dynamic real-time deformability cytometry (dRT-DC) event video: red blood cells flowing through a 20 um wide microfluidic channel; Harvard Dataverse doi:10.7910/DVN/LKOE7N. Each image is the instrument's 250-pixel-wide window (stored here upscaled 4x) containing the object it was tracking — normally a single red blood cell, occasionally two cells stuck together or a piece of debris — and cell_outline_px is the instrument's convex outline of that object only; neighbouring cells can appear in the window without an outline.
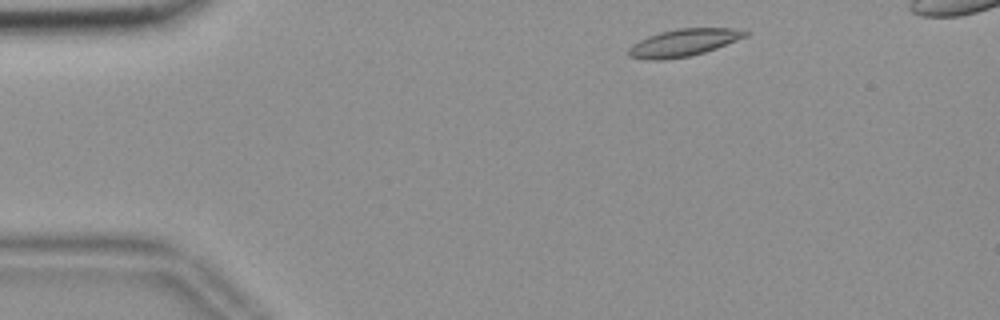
{"species": "common noctule bat (a hibernating species)", "species_latin": "Nyctalus noctula", "temperature_condition": "room temperature", "stored_images_in_passage": 46, "camera_frame_rate_fps": 3000, "um_per_image_px": 0.085, "animal": {"sex": "female", "body_mass_g": 18.4}, "frame": {"image": 1, "passage_image": 2, "time_ms": 0.333, "image_size_px": [1000, 320], "cell_outline_px": [[752, 32], [748, 36], [716, 48], [704, 52], [688, 56], [664, 60], [644, 60], [628, 56], [628, 48], [632, 44], [648, 36], [660, 32], [676, 28], [732, 28]], "centroid_in_image_um": [58.09, 3.62], "position_along_channel_um": 26.9, "area_um2": 18.67}}
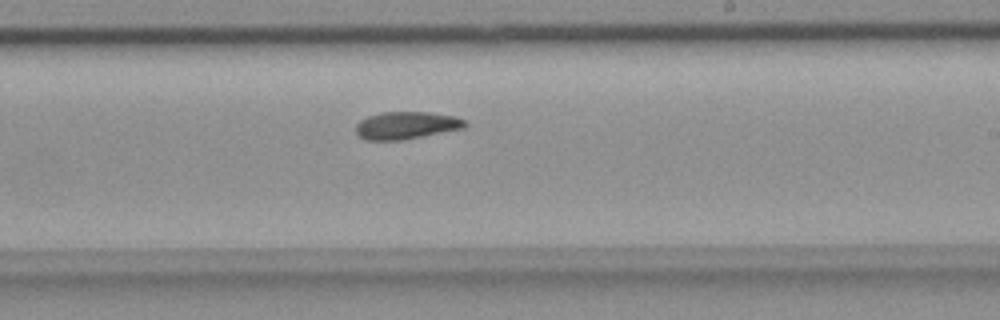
{"frame": {"image": 2, "passage_image": 26, "time_ms": 8.333, "image_size_px": [1000, 320], "cell_outline_px": [[468, 124], [464, 128], [404, 140], [364, 140], [356, 136], [356, 124], [360, 120], [368, 116], [380, 112], [428, 112], [456, 116], [464, 120]], "centroid_in_image_um": [34.51, 10.66], "position_along_channel_um": 254.5, "area_um2": 17.69}}
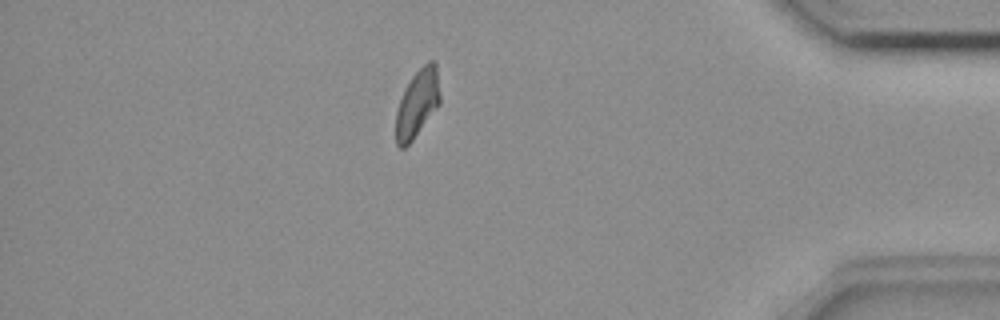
{"frame": {"image": 3, "passage_image": 41, "time_ms": 13.333, "image_size_px": [1000, 320], "cell_outline_px": [[440, 104], [412, 140], [404, 148], [400, 148], [396, 144], [396, 112], [400, 100], [412, 76], [428, 60], [436, 60], [440, 96]], "centroid_in_image_um": [35.49, 8.77], "position_along_channel_um": 399.7, "area_um2": 17.22}, "authors_computed_cell_mechanics": {"area_um2": 17.8024, "velocity_mm_per_s": 3.6567, "shape_relaxation_time_tau1_ms": null, "shape_relaxation_time_tau2_ms": 7.36, "deformation_change_tau1": null, "deformation_change_tau2": 0.1346}}